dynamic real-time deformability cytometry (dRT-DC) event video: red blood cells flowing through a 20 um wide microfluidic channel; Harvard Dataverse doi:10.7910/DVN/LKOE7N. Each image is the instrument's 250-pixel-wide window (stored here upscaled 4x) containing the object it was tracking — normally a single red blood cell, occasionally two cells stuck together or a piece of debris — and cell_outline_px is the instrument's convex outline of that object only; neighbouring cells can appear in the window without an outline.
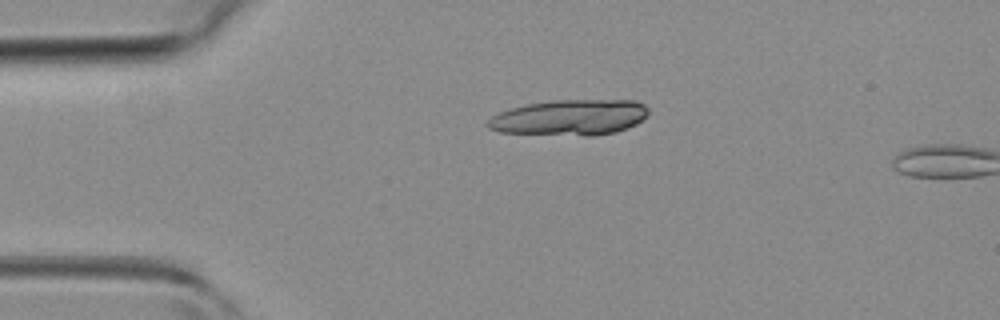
{"species": "common noctule bat (a hibernating species)", "species_latin": "Nyctalus noctula", "temperature_condition": "room temperature", "stored_images_in_passage": 2, "camera_frame_rate_fps": 3000, "um_per_image_px": 0.085, "animal": {"sex": "female", "body_mass_g": 19.3, "forearm_length_mm": 54.1}, "frame": {"image": 1, "passage_image": 1, "time_ms": 0.0, "image_size_px": [1000, 320], "cell_outline_px": [[648, 112], [636, 124], [616, 132], [596, 136], [584, 136], [500, 132], [488, 128], [484, 124], [492, 116], [500, 112], [512, 108], [528, 104], [552, 100], [636, 100], [644, 104], [648, 108]], "centroid_in_image_um": [48.42, 9.99], "position_along_channel_um": 36.6, "area_um2": 33.47}}